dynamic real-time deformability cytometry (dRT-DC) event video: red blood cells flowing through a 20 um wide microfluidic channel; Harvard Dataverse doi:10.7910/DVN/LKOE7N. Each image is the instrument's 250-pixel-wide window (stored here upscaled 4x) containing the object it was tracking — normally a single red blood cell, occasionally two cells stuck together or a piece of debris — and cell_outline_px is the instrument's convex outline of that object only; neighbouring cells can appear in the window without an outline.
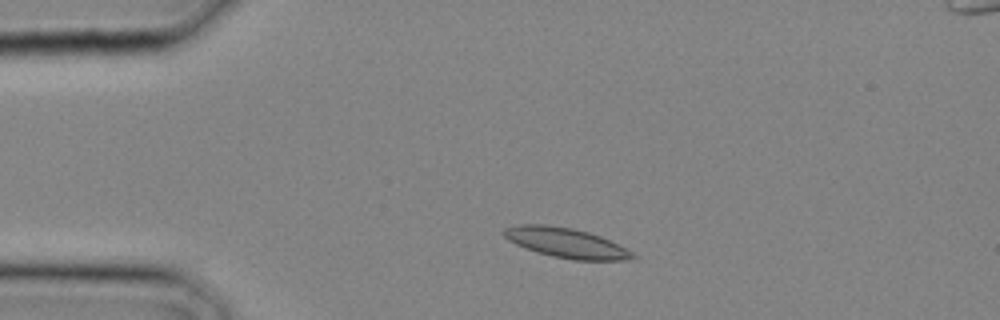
{"species": "common noctule bat (a hibernating species)", "species_latin": "Nyctalus noctula", "temperature_condition": "cold", "stored_images_in_passage": 12, "camera_frame_rate_fps": 3000, "um_per_image_px": 0.085, "animal": {"sex": "male", "body_mass_g": 20.4}, "frame": {"image": 1, "passage_image": 2, "time_ms": 0.333, "image_size_px": [1000, 320], "cell_outline_px": [[636, 260], [572, 260], [552, 256], [536, 252], [516, 244], [508, 240], [500, 232], [504, 228], [520, 224], [548, 224], [572, 228], [588, 232], [600, 236], [632, 252], [636, 256]], "centroid_in_image_um": [48.08, 20.64], "position_along_channel_um": 36.9, "area_um2": 22.43}}
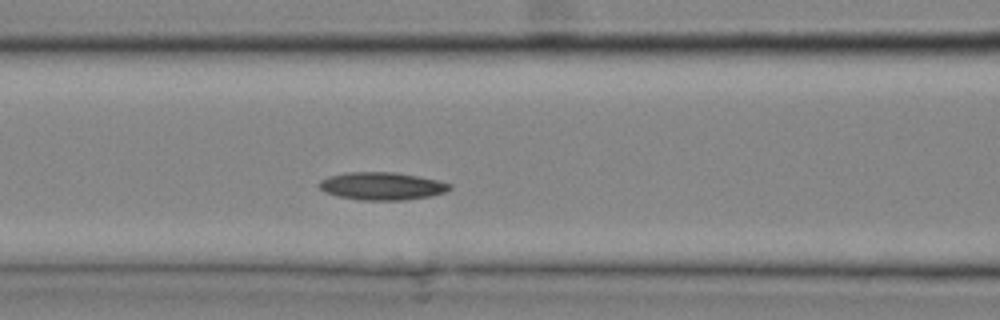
{"frame": {"image": 2, "passage_image": 8, "time_ms": 2.333, "image_size_px": [1000, 320], "cell_outline_px": [[452, 188], [444, 192], [428, 196], [404, 200], [360, 200], [340, 196], [324, 192], [316, 184], [320, 180], [328, 176], [344, 172], [396, 172], [420, 176], [452, 184]], "centroid_in_image_um": [32.43, 15.8], "position_along_channel_um": 134.2, "area_um2": 21.15}}
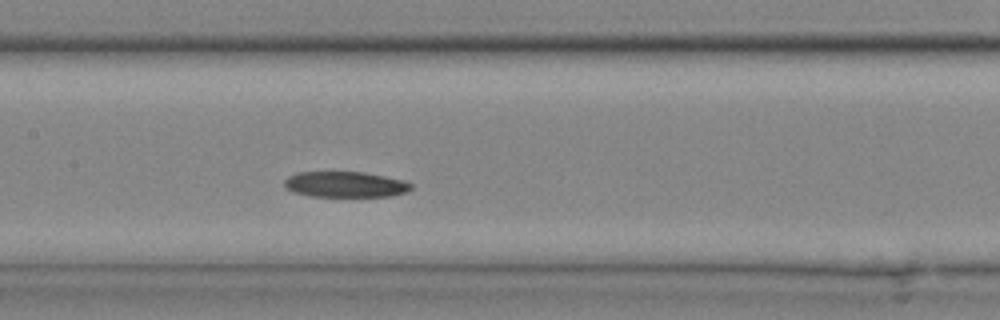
{"frame": {"image": 3, "passage_image": 10, "time_ms": 3.0, "image_size_px": [1000, 320], "cell_outline_px": [[412, 188], [408, 192], [388, 196], [312, 196], [292, 192], [284, 184], [284, 180], [288, 176], [296, 172], [364, 172], [404, 180], [412, 184]], "centroid_in_image_um": [29.35, 15.67], "position_along_channel_um": 178.0, "area_um2": 18.96}}